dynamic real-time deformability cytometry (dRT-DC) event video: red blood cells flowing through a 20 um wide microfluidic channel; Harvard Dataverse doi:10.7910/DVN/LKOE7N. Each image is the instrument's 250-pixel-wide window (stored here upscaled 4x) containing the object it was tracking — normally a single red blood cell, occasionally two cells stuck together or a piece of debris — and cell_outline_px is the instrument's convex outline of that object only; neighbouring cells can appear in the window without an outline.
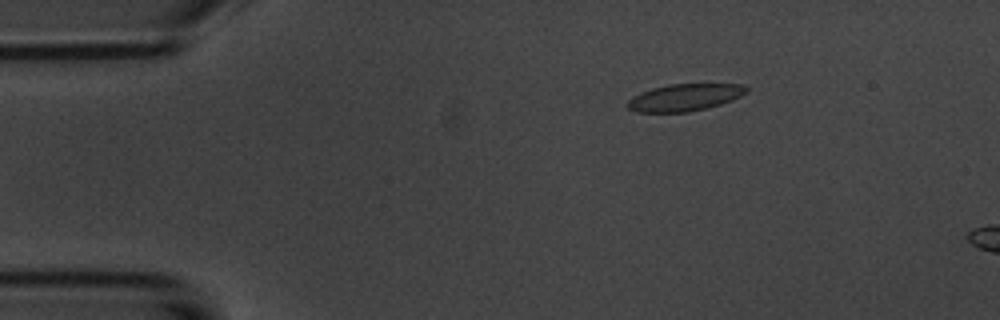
{"species": "common noctule bat (a hibernating species)", "species_latin": "Nyctalus noctula", "temperature_condition": "room temperature", "stored_images_in_passage": 4, "camera_frame_rate_fps": 3000, "um_per_image_px": 0.085, "animal": {"sex": "male", "body_mass_g": 20.1, "forearm_length_mm": 53.5}, "frame": {"image": 1, "passage_image": 2, "time_ms": 1.333, "image_size_px": [1000, 320], "cell_outline_px": [[748, 92], [732, 100], [720, 104], [688, 112], [636, 112], [628, 108], [624, 104], [628, 100], [652, 88], [668, 84], [744, 84], [748, 88]], "centroid_in_image_um": [58.21, 8.28], "position_along_channel_um": 26.8, "area_um2": 18.61}}